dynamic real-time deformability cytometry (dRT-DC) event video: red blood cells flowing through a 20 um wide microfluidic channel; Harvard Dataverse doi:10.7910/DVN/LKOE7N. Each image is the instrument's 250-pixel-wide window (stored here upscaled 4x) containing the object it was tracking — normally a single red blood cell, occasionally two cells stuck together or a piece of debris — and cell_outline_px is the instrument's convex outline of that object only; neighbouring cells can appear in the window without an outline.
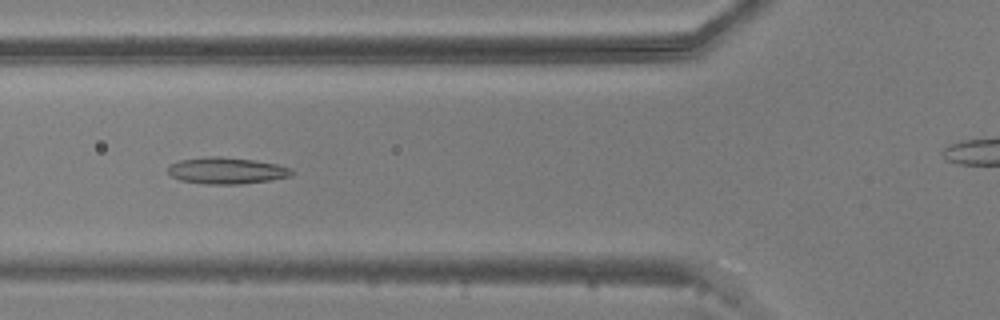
{"species": "common noctule bat (a hibernating species)", "species_latin": "Nyctalus noctula", "temperature_condition": "warm", "stored_images_in_passage": 40, "camera_frame_rate_fps": 3000, "um_per_image_px": 0.085, "animal": {"sex": "male", "body_mass_g": 20.5, "forearm_length_mm": 52.5}, "frame": {"image": 1, "passage_image": 13, "time_ms": 4.0, "image_size_px": [1000, 320], "cell_outline_px": [[296, 172], [292, 176], [272, 180], [240, 184], [204, 184], [180, 180], [172, 176], [168, 172], [168, 164], [180, 160], [212, 156], [220, 156], [252, 160], [276, 164], [292, 168]], "centroid_in_image_um": [19.29, 14.51], "position_along_channel_um": 106.5, "area_um2": 19.25}}
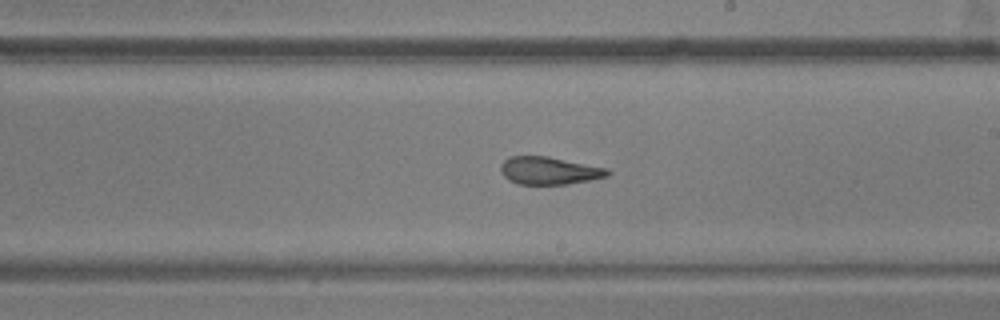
{"frame": {"image": 2, "passage_image": 24, "time_ms": 7.667, "image_size_px": [1000, 320], "cell_outline_px": [[612, 172], [608, 176], [568, 184], [516, 184], [508, 180], [500, 172], [500, 164], [508, 156], [548, 156], [608, 168]], "centroid_in_image_um": [46.66, 14.5], "position_along_channel_um": 242.3, "area_um2": 17.4}}
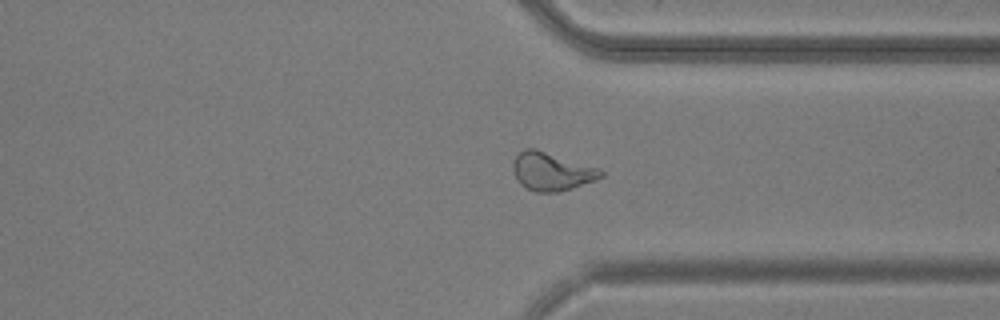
{"frame": {"image": 3, "passage_image": 34, "time_ms": 11.0, "image_size_px": [1000, 320], "cell_outline_px": [[604, 176], [596, 180], [572, 188], [556, 192], [536, 192], [520, 184], [516, 180], [512, 168], [512, 164], [516, 156], [524, 148], [536, 148], [600, 168], [604, 172]], "centroid_in_image_um": [46.89, 14.56], "position_along_channel_um": 364.5, "area_um2": 19.71}}